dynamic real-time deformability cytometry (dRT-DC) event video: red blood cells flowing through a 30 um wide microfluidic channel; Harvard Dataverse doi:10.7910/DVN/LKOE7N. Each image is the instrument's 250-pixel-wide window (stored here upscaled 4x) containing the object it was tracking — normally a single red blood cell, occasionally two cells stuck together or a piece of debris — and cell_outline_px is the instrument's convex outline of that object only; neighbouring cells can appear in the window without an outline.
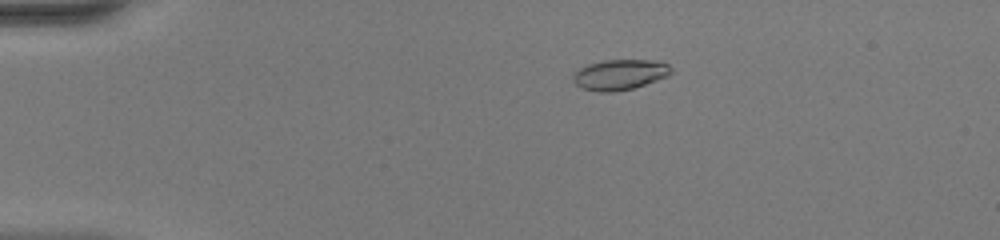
{"species": "common noctule bat (a hibernating species)", "species_latin": "Nyctalus noctula", "temperature_condition": "warm", "stored_images_in_passage": 43, "camera_frame_rate_fps": 3000, "um_per_image_px": 0.085, "animal": {"sex": "female", "body_mass_g": 20.0, "forearm_length_mm": 54.0}, "frame": {"image": 1, "passage_image": 3, "time_ms": 0.667, "image_size_px": [1000, 240], "cell_outline_px": [[672, 72], [668, 76], [632, 88], [612, 92], [600, 92], [584, 88], [576, 84], [572, 80], [572, 76], [580, 68], [588, 64], [604, 60], [660, 60], [668, 64], [672, 68]], "centroid_in_image_um": [52.71, 6.33], "position_along_channel_um": 32.3, "area_um2": 17.28}}
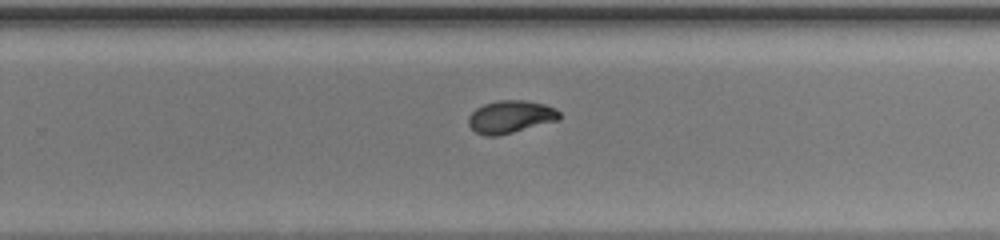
{"frame": {"image": 2, "passage_image": 26, "time_ms": 8.333, "image_size_px": [1000, 240], "cell_outline_px": [[560, 120], [496, 136], [484, 136], [476, 132], [468, 124], [468, 116], [476, 108], [484, 104], [500, 100], [524, 100], [544, 104], [556, 108], [560, 112]], "centroid_in_image_um": [43.4, 9.92], "position_along_channel_um": 286.4, "area_um2": 17.28}}
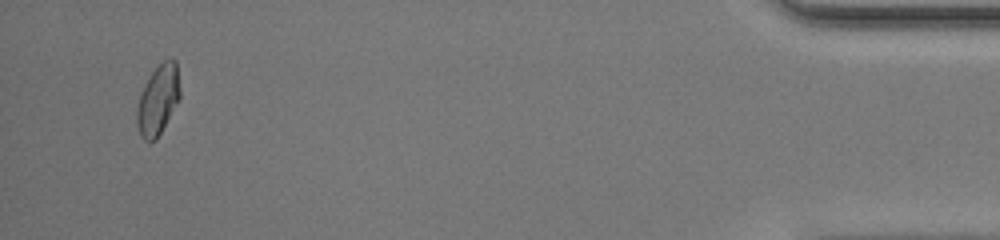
{"frame": {"image": 3, "passage_image": 41, "time_ms": 13.333, "image_size_px": [1000, 240], "cell_outline_px": [[180, 100], [156, 140], [144, 140], [140, 136], [136, 124], [136, 108], [140, 96], [152, 72], [164, 60], [176, 60], [180, 88]], "centroid_in_image_um": [13.44, 8.53], "position_along_channel_um": 421.8, "area_um2": 17.4}, "authors_computed_cell_mechanics": {"area_um2": 17.3978, "velocity_mm_per_s": 4.159, "shape_relaxation_time_tau1_ms": 7.9616, "shape_relaxation_time_tau2_ms": 1.0964, "deformation_change_tau1": 0.2347, "deformation_change_tau2": 0.0457}}